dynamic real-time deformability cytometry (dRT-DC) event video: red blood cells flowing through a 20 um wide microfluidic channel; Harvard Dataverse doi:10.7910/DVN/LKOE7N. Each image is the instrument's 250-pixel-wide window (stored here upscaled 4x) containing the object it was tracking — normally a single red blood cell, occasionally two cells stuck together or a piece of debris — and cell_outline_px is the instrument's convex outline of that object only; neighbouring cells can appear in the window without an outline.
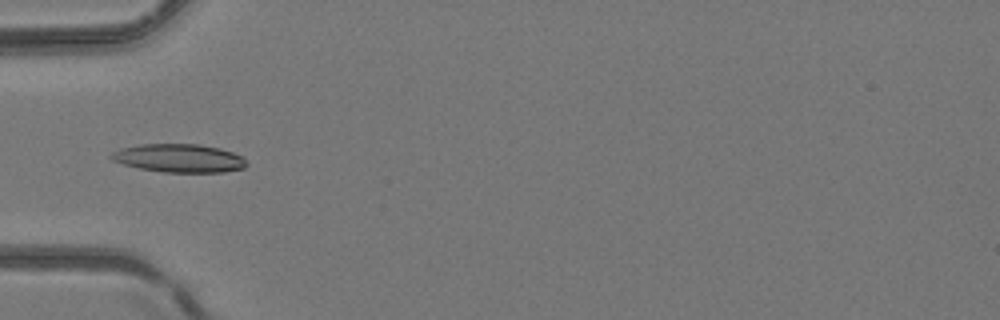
{"species": "common noctule bat (a hibernating species)", "species_latin": "Nyctalus noctula", "temperature_condition": "room temperature", "stored_images_in_passage": 4, "camera_frame_rate_fps": 3000, "um_per_image_px": 0.085, "animal": {"sex": "female", "body_mass_g": 24.6, "forearm_length_mm": 56.2}, "frame": {"image": 1, "passage_image": 4, "time_ms": 1.0, "image_size_px": [1000, 320], "cell_outline_px": [[248, 164], [244, 168], [224, 172], [164, 172], [140, 168], [124, 164], [112, 160], [108, 156], [112, 152], [120, 148], [140, 144], [200, 144], [220, 148], [232, 152], [240, 156]], "centroid_in_image_um": [15.2, 13.44], "position_along_channel_um": 69.8, "area_um2": 22.31}}